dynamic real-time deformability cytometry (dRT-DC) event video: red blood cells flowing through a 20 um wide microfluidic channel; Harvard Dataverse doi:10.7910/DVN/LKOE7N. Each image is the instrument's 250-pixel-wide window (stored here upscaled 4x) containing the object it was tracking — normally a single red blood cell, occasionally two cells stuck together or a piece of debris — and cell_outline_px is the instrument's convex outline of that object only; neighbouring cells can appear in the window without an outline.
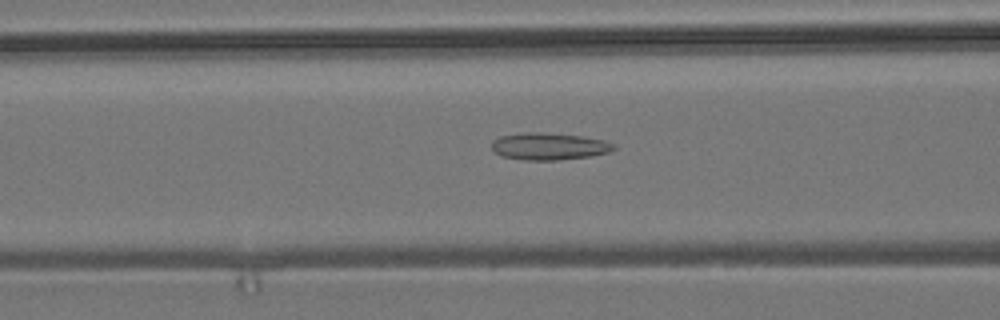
{"species": "common noctule bat (a hibernating species)", "species_latin": "Nyctalus noctula", "temperature_condition": "room temperature", "stored_images_in_passage": 29, "camera_frame_rate_fps": 3000, "um_per_image_px": 0.085, "animal": {"sex": "male", "body_mass_g": 19.2, "forearm_length_mm": 51.8}, "frame": {"image": 1, "passage_image": 7, "time_ms": 2.0, "image_size_px": [1000, 320], "cell_outline_px": [[616, 148], [608, 152], [588, 156], [556, 160], [524, 160], [500, 156], [492, 148], [492, 140], [500, 136], [528, 132], [544, 132], [580, 136], [604, 140], [616, 144]], "centroid_in_image_um": [46.65, 12.43], "position_along_channel_um": 119.9, "area_um2": 19.19}}
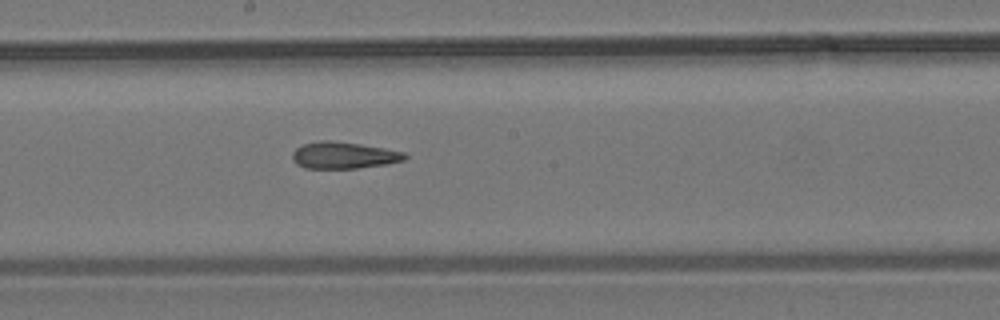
{"frame": {"image": 2, "passage_image": 15, "time_ms": 4.667, "image_size_px": [1000, 320], "cell_outline_px": [[408, 156], [404, 160], [384, 164], [356, 168], [304, 168], [296, 164], [292, 160], [292, 152], [296, 148], [304, 144], [320, 140], [332, 140], [360, 144], [384, 148], [404, 152]], "centroid_in_image_um": [29.17, 13.19], "position_along_channel_um": 219.0, "area_um2": 17.46}}
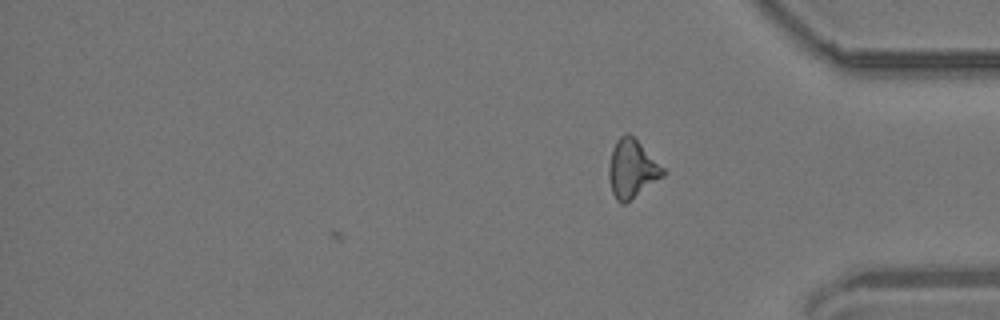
{"frame": {"image": 3, "passage_image": 29, "time_ms": 9.333, "image_size_px": [1000, 320], "cell_outline_px": [[664, 176], [624, 204], [620, 204], [616, 200], [612, 192], [608, 176], [608, 164], [612, 148], [616, 140], [624, 132], [628, 132], [664, 168]], "centroid_in_image_um": [53.67, 14.35], "position_along_channel_um": 381.5, "area_um2": 18.26}, "authors_computed_cell_mechanics": {"area_um2": 17.8024, "velocity_mm_per_s": 3.7263, "shape_relaxation_time_tau1_ms": null, "shape_relaxation_time_tau2_ms": 4.8176, "deformation_change_tau1": null, "deformation_change_tau2": 0.1602}}